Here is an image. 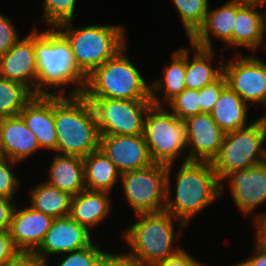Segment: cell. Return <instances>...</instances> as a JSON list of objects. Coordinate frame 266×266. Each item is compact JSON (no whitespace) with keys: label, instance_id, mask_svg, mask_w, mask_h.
I'll return each instance as SVG.
<instances>
[{"label":"cell","instance_id":"obj_1","mask_svg":"<svg viewBox=\"0 0 266 266\" xmlns=\"http://www.w3.org/2000/svg\"><path fill=\"white\" fill-rule=\"evenodd\" d=\"M172 164L167 165L166 203L164 211L171 213L180 222L183 229L188 221L204 210L220 195V181L212 163L206 161H189L184 159L177 171L175 199L170 195V173Z\"/></svg>","mask_w":266,"mask_h":266},{"label":"cell","instance_id":"obj_2","mask_svg":"<svg viewBox=\"0 0 266 266\" xmlns=\"http://www.w3.org/2000/svg\"><path fill=\"white\" fill-rule=\"evenodd\" d=\"M137 216L139 221L123 232L124 240L132 249L120 253L125 260L139 266H156L182 249L172 247L178 235H175L173 227L177 218L171 213L162 211Z\"/></svg>","mask_w":266,"mask_h":266},{"label":"cell","instance_id":"obj_3","mask_svg":"<svg viewBox=\"0 0 266 266\" xmlns=\"http://www.w3.org/2000/svg\"><path fill=\"white\" fill-rule=\"evenodd\" d=\"M34 47L37 62L36 95L52 94L45 88L60 90L65 95L67 84L82 85L85 78L78 72L71 47L56 28L39 33L34 29Z\"/></svg>","mask_w":266,"mask_h":266},{"label":"cell","instance_id":"obj_4","mask_svg":"<svg viewBox=\"0 0 266 266\" xmlns=\"http://www.w3.org/2000/svg\"><path fill=\"white\" fill-rule=\"evenodd\" d=\"M71 22L62 23L55 28L68 41L76 68L85 79L127 46L122 26L89 25L74 29Z\"/></svg>","mask_w":266,"mask_h":266},{"label":"cell","instance_id":"obj_5","mask_svg":"<svg viewBox=\"0 0 266 266\" xmlns=\"http://www.w3.org/2000/svg\"><path fill=\"white\" fill-rule=\"evenodd\" d=\"M122 48L113 58L96 68L85 83L108 99L151 100V84H147Z\"/></svg>","mask_w":266,"mask_h":266},{"label":"cell","instance_id":"obj_6","mask_svg":"<svg viewBox=\"0 0 266 266\" xmlns=\"http://www.w3.org/2000/svg\"><path fill=\"white\" fill-rule=\"evenodd\" d=\"M54 123L59 154L84 158L99 149V131L70 95H54Z\"/></svg>","mask_w":266,"mask_h":266},{"label":"cell","instance_id":"obj_7","mask_svg":"<svg viewBox=\"0 0 266 266\" xmlns=\"http://www.w3.org/2000/svg\"><path fill=\"white\" fill-rule=\"evenodd\" d=\"M265 131L260 119L249 126L225 133L220 151L212 166L220 181V195L225 184L222 179L235 170L247 169L266 161Z\"/></svg>","mask_w":266,"mask_h":266},{"label":"cell","instance_id":"obj_8","mask_svg":"<svg viewBox=\"0 0 266 266\" xmlns=\"http://www.w3.org/2000/svg\"><path fill=\"white\" fill-rule=\"evenodd\" d=\"M145 117L143 136L152 162L173 165L187 148L185 121L157 105H152Z\"/></svg>","mask_w":266,"mask_h":266},{"label":"cell","instance_id":"obj_9","mask_svg":"<svg viewBox=\"0 0 266 266\" xmlns=\"http://www.w3.org/2000/svg\"><path fill=\"white\" fill-rule=\"evenodd\" d=\"M167 166H150L121 174L124 194L136 214L158 213L165 209Z\"/></svg>","mask_w":266,"mask_h":266},{"label":"cell","instance_id":"obj_10","mask_svg":"<svg viewBox=\"0 0 266 266\" xmlns=\"http://www.w3.org/2000/svg\"><path fill=\"white\" fill-rule=\"evenodd\" d=\"M236 58L223 65L227 85L247 104H266V63L255 56Z\"/></svg>","mask_w":266,"mask_h":266},{"label":"cell","instance_id":"obj_11","mask_svg":"<svg viewBox=\"0 0 266 266\" xmlns=\"http://www.w3.org/2000/svg\"><path fill=\"white\" fill-rule=\"evenodd\" d=\"M90 232L70 216L54 218L34 254L48 264L49 255L67 254L89 246L92 243Z\"/></svg>","mask_w":266,"mask_h":266},{"label":"cell","instance_id":"obj_12","mask_svg":"<svg viewBox=\"0 0 266 266\" xmlns=\"http://www.w3.org/2000/svg\"><path fill=\"white\" fill-rule=\"evenodd\" d=\"M223 180H228L233 202L245 216L266 201V161L232 171Z\"/></svg>","mask_w":266,"mask_h":266},{"label":"cell","instance_id":"obj_13","mask_svg":"<svg viewBox=\"0 0 266 266\" xmlns=\"http://www.w3.org/2000/svg\"><path fill=\"white\" fill-rule=\"evenodd\" d=\"M151 100L105 98L106 120L100 135H143Z\"/></svg>","mask_w":266,"mask_h":266},{"label":"cell","instance_id":"obj_14","mask_svg":"<svg viewBox=\"0 0 266 266\" xmlns=\"http://www.w3.org/2000/svg\"><path fill=\"white\" fill-rule=\"evenodd\" d=\"M187 145L186 161L211 162L217 157L225 133L209 113H200L185 120Z\"/></svg>","mask_w":266,"mask_h":266},{"label":"cell","instance_id":"obj_15","mask_svg":"<svg viewBox=\"0 0 266 266\" xmlns=\"http://www.w3.org/2000/svg\"><path fill=\"white\" fill-rule=\"evenodd\" d=\"M99 148L121 174L153 163L143 135H100Z\"/></svg>","mask_w":266,"mask_h":266},{"label":"cell","instance_id":"obj_16","mask_svg":"<svg viewBox=\"0 0 266 266\" xmlns=\"http://www.w3.org/2000/svg\"><path fill=\"white\" fill-rule=\"evenodd\" d=\"M0 77L23 84L36 95L37 62L34 30L0 56Z\"/></svg>","mask_w":266,"mask_h":266},{"label":"cell","instance_id":"obj_17","mask_svg":"<svg viewBox=\"0 0 266 266\" xmlns=\"http://www.w3.org/2000/svg\"><path fill=\"white\" fill-rule=\"evenodd\" d=\"M53 219L31 206L21 210L15 206L8 231L16 248L21 253H34L43 242Z\"/></svg>","mask_w":266,"mask_h":266},{"label":"cell","instance_id":"obj_18","mask_svg":"<svg viewBox=\"0 0 266 266\" xmlns=\"http://www.w3.org/2000/svg\"><path fill=\"white\" fill-rule=\"evenodd\" d=\"M19 115L35 134L40 148L57 150V132L54 123V93L34 95Z\"/></svg>","mask_w":266,"mask_h":266},{"label":"cell","instance_id":"obj_19","mask_svg":"<svg viewBox=\"0 0 266 266\" xmlns=\"http://www.w3.org/2000/svg\"><path fill=\"white\" fill-rule=\"evenodd\" d=\"M3 157L21 162L41 149L35 134L20 115L0 119Z\"/></svg>","mask_w":266,"mask_h":266},{"label":"cell","instance_id":"obj_20","mask_svg":"<svg viewBox=\"0 0 266 266\" xmlns=\"http://www.w3.org/2000/svg\"><path fill=\"white\" fill-rule=\"evenodd\" d=\"M235 18L236 0H230L211 11L208 8L203 25L189 39L190 43L203 49H214L210 40V35H213L232 46V30Z\"/></svg>","mask_w":266,"mask_h":266},{"label":"cell","instance_id":"obj_21","mask_svg":"<svg viewBox=\"0 0 266 266\" xmlns=\"http://www.w3.org/2000/svg\"><path fill=\"white\" fill-rule=\"evenodd\" d=\"M258 5L260 1L236 0L232 46H244L253 52L263 44L262 12L257 11Z\"/></svg>","mask_w":266,"mask_h":266},{"label":"cell","instance_id":"obj_22","mask_svg":"<svg viewBox=\"0 0 266 266\" xmlns=\"http://www.w3.org/2000/svg\"><path fill=\"white\" fill-rule=\"evenodd\" d=\"M109 192L84 189L72 196L69 216L89 231L110 213Z\"/></svg>","mask_w":266,"mask_h":266},{"label":"cell","instance_id":"obj_23","mask_svg":"<svg viewBox=\"0 0 266 266\" xmlns=\"http://www.w3.org/2000/svg\"><path fill=\"white\" fill-rule=\"evenodd\" d=\"M48 172L50 178L47 183L71 196L86 189L84 164L81 157L57 154Z\"/></svg>","mask_w":266,"mask_h":266},{"label":"cell","instance_id":"obj_24","mask_svg":"<svg viewBox=\"0 0 266 266\" xmlns=\"http://www.w3.org/2000/svg\"><path fill=\"white\" fill-rule=\"evenodd\" d=\"M248 104L228 85L222 90L210 112L224 133L247 127Z\"/></svg>","mask_w":266,"mask_h":266},{"label":"cell","instance_id":"obj_25","mask_svg":"<svg viewBox=\"0 0 266 266\" xmlns=\"http://www.w3.org/2000/svg\"><path fill=\"white\" fill-rule=\"evenodd\" d=\"M190 45L195 55L192 61H190V50L186 48L185 84L188 89L199 90L214 83L223 75V63L213 68L214 49H203L191 43Z\"/></svg>","mask_w":266,"mask_h":266},{"label":"cell","instance_id":"obj_26","mask_svg":"<svg viewBox=\"0 0 266 266\" xmlns=\"http://www.w3.org/2000/svg\"><path fill=\"white\" fill-rule=\"evenodd\" d=\"M172 56L170 65L166 66L163 70L164 75L162 79L153 82L151 85V101L153 105L162 106V102L168 104L186 88V49L181 48L175 51ZM161 90H164L165 95L162 100L157 94Z\"/></svg>","mask_w":266,"mask_h":266},{"label":"cell","instance_id":"obj_27","mask_svg":"<svg viewBox=\"0 0 266 266\" xmlns=\"http://www.w3.org/2000/svg\"><path fill=\"white\" fill-rule=\"evenodd\" d=\"M86 189L111 192L121 173L99 148L83 158Z\"/></svg>","mask_w":266,"mask_h":266},{"label":"cell","instance_id":"obj_28","mask_svg":"<svg viewBox=\"0 0 266 266\" xmlns=\"http://www.w3.org/2000/svg\"><path fill=\"white\" fill-rule=\"evenodd\" d=\"M30 206L53 218L69 216L72 196L49 185L47 182L37 185L30 191Z\"/></svg>","mask_w":266,"mask_h":266},{"label":"cell","instance_id":"obj_29","mask_svg":"<svg viewBox=\"0 0 266 266\" xmlns=\"http://www.w3.org/2000/svg\"><path fill=\"white\" fill-rule=\"evenodd\" d=\"M69 95L79 105L84 117L100 132L106 120L105 98L86 83L76 86Z\"/></svg>","mask_w":266,"mask_h":266},{"label":"cell","instance_id":"obj_30","mask_svg":"<svg viewBox=\"0 0 266 266\" xmlns=\"http://www.w3.org/2000/svg\"><path fill=\"white\" fill-rule=\"evenodd\" d=\"M33 96L23 84L0 77V119L19 115Z\"/></svg>","mask_w":266,"mask_h":266},{"label":"cell","instance_id":"obj_31","mask_svg":"<svg viewBox=\"0 0 266 266\" xmlns=\"http://www.w3.org/2000/svg\"><path fill=\"white\" fill-rule=\"evenodd\" d=\"M190 39L203 25L209 0H172Z\"/></svg>","mask_w":266,"mask_h":266},{"label":"cell","instance_id":"obj_32","mask_svg":"<svg viewBox=\"0 0 266 266\" xmlns=\"http://www.w3.org/2000/svg\"><path fill=\"white\" fill-rule=\"evenodd\" d=\"M111 255L91 243L83 249L68 252L58 266H101Z\"/></svg>","mask_w":266,"mask_h":266},{"label":"cell","instance_id":"obj_33","mask_svg":"<svg viewBox=\"0 0 266 266\" xmlns=\"http://www.w3.org/2000/svg\"><path fill=\"white\" fill-rule=\"evenodd\" d=\"M76 0H44L43 20L50 23L52 28L73 21Z\"/></svg>","mask_w":266,"mask_h":266},{"label":"cell","instance_id":"obj_34","mask_svg":"<svg viewBox=\"0 0 266 266\" xmlns=\"http://www.w3.org/2000/svg\"><path fill=\"white\" fill-rule=\"evenodd\" d=\"M170 105L171 112L180 120L201 113L199 90L185 88L173 98Z\"/></svg>","mask_w":266,"mask_h":266},{"label":"cell","instance_id":"obj_35","mask_svg":"<svg viewBox=\"0 0 266 266\" xmlns=\"http://www.w3.org/2000/svg\"><path fill=\"white\" fill-rule=\"evenodd\" d=\"M18 162L6 157H0V196L13 199L17 187L20 185L16 175L14 176L11 165Z\"/></svg>","mask_w":266,"mask_h":266},{"label":"cell","instance_id":"obj_36","mask_svg":"<svg viewBox=\"0 0 266 266\" xmlns=\"http://www.w3.org/2000/svg\"><path fill=\"white\" fill-rule=\"evenodd\" d=\"M227 86V81L222 75L214 83L199 89L201 113H209L217 102L222 90Z\"/></svg>","mask_w":266,"mask_h":266},{"label":"cell","instance_id":"obj_37","mask_svg":"<svg viewBox=\"0 0 266 266\" xmlns=\"http://www.w3.org/2000/svg\"><path fill=\"white\" fill-rule=\"evenodd\" d=\"M11 22L8 17L0 13V56L19 40V35Z\"/></svg>","mask_w":266,"mask_h":266},{"label":"cell","instance_id":"obj_38","mask_svg":"<svg viewBox=\"0 0 266 266\" xmlns=\"http://www.w3.org/2000/svg\"><path fill=\"white\" fill-rule=\"evenodd\" d=\"M21 252L14 245L9 231L0 232V265L6 266Z\"/></svg>","mask_w":266,"mask_h":266},{"label":"cell","instance_id":"obj_39","mask_svg":"<svg viewBox=\"0 0 266 266\" xmlns=\"http://www.w3.org/2000/svg\"><path fill=\"white\" fill-rule=\"evenodd\" d=\"M156 266H204L197 259H194L184 249H181L175 255L168 257L166 260L161 261Z\"/></svg>","mask_w":266,"mask_h":266},{"label":"cell","instance_id":"obj_40","mask_svg":"<svg viewBox=\"0 0 266 266\" xmlns=\"http://www.w3.org/2000/svg\"><path fill=\"white\" fill-rule=\"evenodd\" d=\"M15 204L11 199L0 196V232L8 231Z\"/></svg>","mask_w":266,"mask_h":266},{"label":"cell","instance_id":"obj_41","mask_svg":"<svg viewBox=\"0 0 266 266\" xmlns=\"http://www.w3.org/2000/svg\"><path fill=\"white\" fill-rule=\"evenodd\" d=\"M255 255L234 266H266V246L256 238Z\"/></svg>","mask_w":266,"mask_h":266},{"label":"cell","instance_id":"obj_42","mask_svg":"<svg viewBox=\"0 0 266 266\" xmlns=\"http://www.w3.org/2000/svg\"><path fill=\"white\" fill-rule=\"evenodd\" d=\"M6 266H48L43 260L34 253H20L15 259L11 260Z\"/></svg>","mask_w":266,"mask_h":266},{"label":"cell","instance_id":"obj_43","mask_svg":"<svg viewBox=\"0 0 266 266\" xmlns=\"http://www.w3.org/2000/svg\"><path fill=\"white\" fill-rule=\"evenodd\" d=\"M256 238L266 246V212L255 216Z\"/></svg>","mask_w":266,"mask_h":266},{"label":"cell","instance_id":"obj_44","mask_svg":"<svg viewBox=\"0 0 266 266\" xmlns=\"http://www.w3.org/2000/svg\"><path fill=\"white\" fill-rule=\"evenodd\" d=\"M108 266H139L125 260L120 254H112L108 258Z\"/></svg>","mask_w":266,"mask_h":266},{"label":"cell","instance_id":"obj_45","mask_svg":"<svg viewBox=\"0 0 266 266\" xmlns=\"http://www.w3.org/2000/svg\"><path fill=\"white\" fill-rule=\"evenodd\" d=\"M262 31H266V12L262 13Z\"/></svg>","mask_w":266,"mask_h":266},{"label":"cell","instance_id":"obj_46","mask_svg":"<svg viewBox=\"0 0 266 266\" xmlns=\"http://www.w3.org/2000/svg\"><path fill=\"white\" fill-rule=\"evenodd\" d=\"M261 120V123L263 124V126H266V115H263L261 118H259Z\"/></svg>","mask_w":266,"mask_h":266},{"label":"cell","instance_id":"obj_47","mask_svg":"<svg viewBox=\"0 0 266 266\" xmlns=\"http://www.w3.org/2000/svg\"><path fill=\"white\" fill-rule=\"evenodd\" d=\"M0 157H3V148L1 143V132H0Z\"/></svg>","mask_w":266,"mask_h":266},{"label":"cell","instance_id":"obj_48","mask_svg":"<svg viewBox=\"0 0 266 266\" xmlns=\"http://www.w3.org/2000/svg\"><path fill=\"white\" fill-rule=\"evenodd\" d=\"M247 1H260V6H264V3H266V0H247Z\"/></svg>","mask_w":266,"mask_h":266},{"label":"cell","instance_id":"obj_49","mask_svg":"<svg viewBox=\"0 0 266 266\" xmlns=\"http://www.w3.org/2000/svg\"><path fill=\"white\" fill-rule=\"evenodd\" d=\"M101 266H108V259Z\"/></svg>","mask_w":266,"mask_h":266},{"label":"cell","instance_id":"obj_50","mask_svg":"<svg viewBox=\"0 0 266 266\" xmlns=\"http://www.w3.org/2000/svg\"><path fill=\"white\" fill-rule=\"evenodd\" d=\"M264 127V131H265V139H266V126H263Z\"/></svg>","mask_w":266,"mask_h":266}]
</instances>
